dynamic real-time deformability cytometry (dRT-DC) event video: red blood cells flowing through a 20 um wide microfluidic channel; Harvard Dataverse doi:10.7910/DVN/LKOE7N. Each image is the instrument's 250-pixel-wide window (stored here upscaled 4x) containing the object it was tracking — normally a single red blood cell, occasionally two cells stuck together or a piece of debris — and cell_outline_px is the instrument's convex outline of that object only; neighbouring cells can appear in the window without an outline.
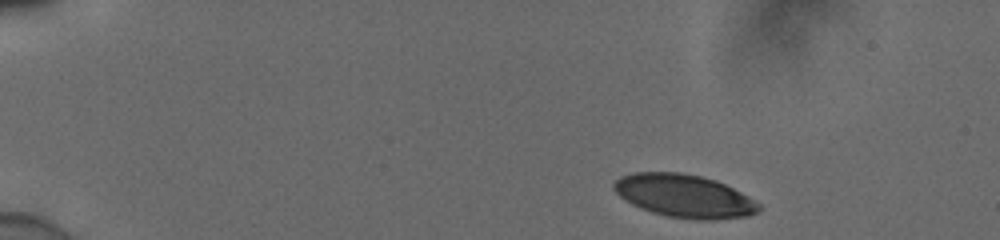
{"species": "human", "species_latin": "Homo sapiens", "temperature_condition": "cold", "stored_images_in_passage": 11, "camera_frame_rate_fps": 3000, "um_per_image_px": 0.085, "donor": {"sex": "male"}, "frame": {"image": 1, "passage_image": 1, "time_ms": 0.0, "image_size_px": [1000, 240], "cell_outline_px": [[764, 208], [760, 212], [748, 216], [712, 220], [696, 220], [668, 216], [652, 212], [640, 208], [624, 200], [612, 188], [612, 184], [620, 176], [632, 172], [680, 172], [700, 176], [716, 180], [748, 196], [760, 204]], "centroid_in_image_um": [58.17, 16.66], "position_along_channel_um": 26.8, "area_um2": 36.59}}
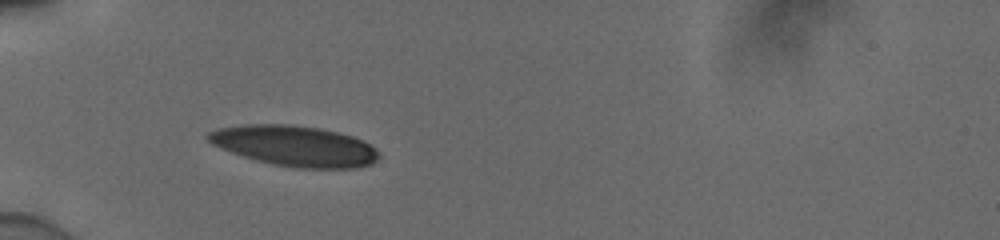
{"frame": {"image": 2, "passage_image": 7, "time_ms": 2.0, "image_size_px": [1000, 240], "cell_outline_px": [[380, 156], [372, 164], [356, 168], [296, 168], [272, 164], [256, 160], [220, 148], [212, 144], [204, 136], [208, 132], [220, 128], [240, 124], [292, 124], [320, 128], [352, 136], [364, 140], [376, 148], [380, 152]], "centroid_in_image_um": [25.06, 12.4], "position_along_channel_um": 59.9, "area_um2": 40.63}}
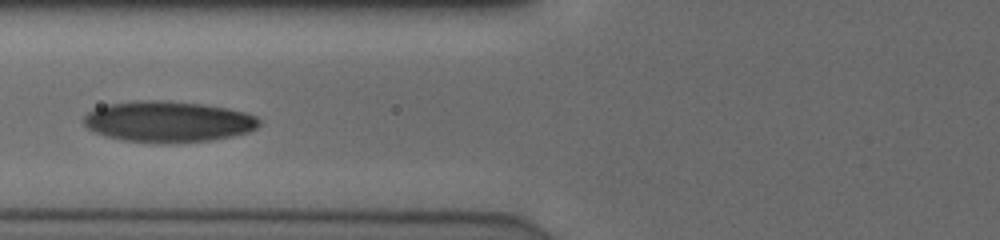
{"frame": {"image": 3, "passage_image": 10, "time_ms": 3.0, "image_size_px": [1000, 240], "cell_outline_px": [[260, 124], [256, 128], [248, 132], [232, 136], [212, 140], [172, 144], [160, 144], [124, 140], [108, 136], [96, 132], [88, 128], [84, 124], [84, 116], [88, 112], [96, 108], [112, 104], [136, 100], [164, 100], [200, 104], [224, 108], [244, 112], [256, 116], [260, 120]], "centroid_in_image_um": [14.31, 10.35], "position_along_channel_um": 111.5, "area_um2": 41.85}}